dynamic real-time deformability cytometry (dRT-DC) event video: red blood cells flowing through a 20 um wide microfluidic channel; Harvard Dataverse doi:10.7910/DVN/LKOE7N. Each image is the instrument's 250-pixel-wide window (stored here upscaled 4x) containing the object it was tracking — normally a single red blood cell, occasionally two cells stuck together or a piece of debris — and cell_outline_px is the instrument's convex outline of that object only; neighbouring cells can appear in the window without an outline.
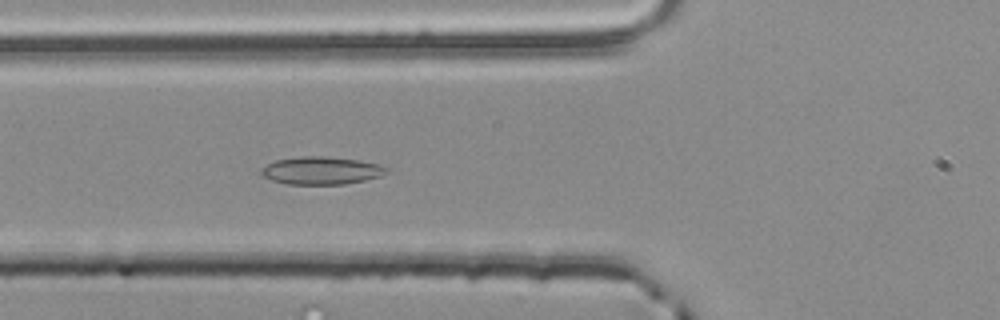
{"species": "common noctule bat (a hibernating species)", "species_latin": "Nyctalus noctula", "temperature_condition": "room temperature", "stored_images_in_passage": 38, "camera_frame_rate_fps": 3000, "um_per_image_px": 0.085, "animal": {"sex": "male", "body_mass_g": 20.4}, "frame": {"image": 1, "passage_image": 4, "time_ms": 1.0, "image_size_px": [1000, 320], "cell_outline_px": [[388, 172], [380, 176], [364, 180], [344, 184], [288, 184], [272, 180], [264, 176], [260, 172], [268, 164], [276, 160], [300, 156], [324, 156], [360, 160], [380, 164], [388, 168]], "centroid_in_image_um": [27.35, 14.49], "position_along_channel_um": 98.4, "area_um2": 20.11}}
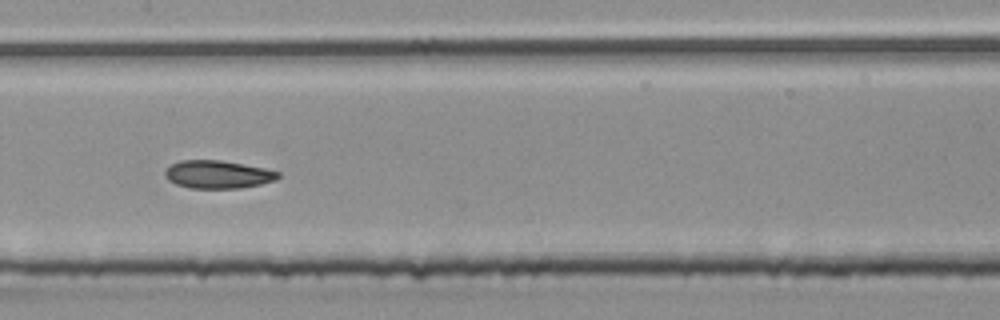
{"frame": {"image": 2, "passage_image": 11, "time_ms": 3.333, "image_size_px": [1000, 320], "cell_outline_px": [[280, 176], [276, 180], [260, 184], [240, 188], [192, 188], [176, 184], [168, 180], [164, 176], [164, 172], [172, 164], [180, 160], [220, 160], [264, 168], [280, 172]], "centroid_in_image_um": [18.51, 14.83], "position_along_channel_um": 188.9, "area_um2": 18.32}}
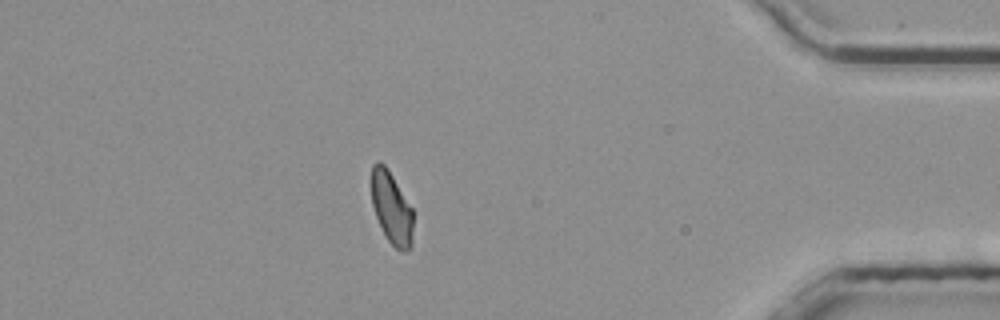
{"frame": {"image": 3, "passage_image": 31, "time_ms": 10.0, "image_size_px": [1000, 320], "cell_outline_px": [[412, 248], [404, 252], [400, 252], [388, 240], [376, 216], [372, 204], [372, 164], [376, 160], [380, 160], [384, 164], [392, 176], [412, 208]], "centroid_in_image_um": [33.28, 17.68], "position_along_channel_um": 401.9, "area_um2": 17.34}, "authors_computed_cell_mechanics": {"area_um2": 18.207, "velocity_mm_per_s": 3.8517, "shape_relaxation_time_tau1_ms": 6.8558, "shape_relaxation_time_tau2_ms": 1.9262, "deformation_change_tau1": 0.1365, "deformation_change_tau2": 0.0642}}